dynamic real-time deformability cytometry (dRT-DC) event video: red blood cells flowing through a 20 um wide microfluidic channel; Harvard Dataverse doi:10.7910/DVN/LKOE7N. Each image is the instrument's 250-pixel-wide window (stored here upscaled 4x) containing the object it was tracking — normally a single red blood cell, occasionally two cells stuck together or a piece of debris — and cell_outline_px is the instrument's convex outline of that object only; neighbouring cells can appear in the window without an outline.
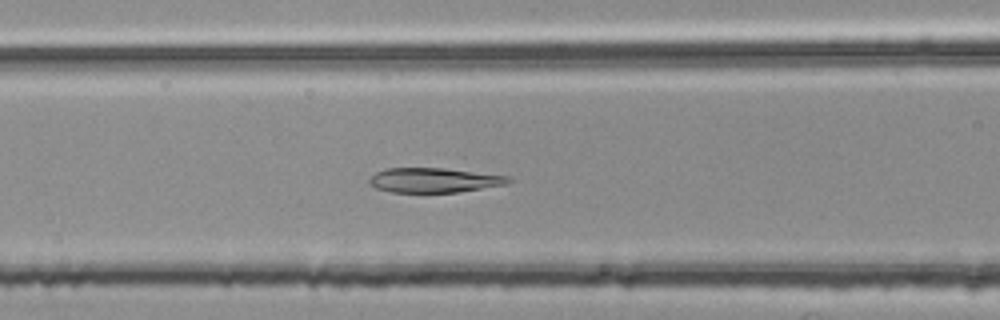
{"species": "common noctule bat (a hibernating species)", "species_latin": "Nyctalus noctula", "temperature_condition": "room temperature", "stored_images_in_passage": 38, "camera_frame_rate_fps": 3000, "um_per_image_px": 0.085, "animal": {"sex": "female", "body_mass_g": 25.1}, "frame": {"image": 1, "passage_image": 8, "time_ms": 2.333, "image_size_px": [1000, 320], "cell_outline_px": [[516, 180], [508, 184], [456, 192], [392, 192], [376, 188], [368, 184], [368, 180], [376, 172], [388, 168], [444, 168], [508, 176]], "centroid_in_image_um": [36.91, 15.31], "position_along_channel_um": 129.7, "area_um2": 19.94}}
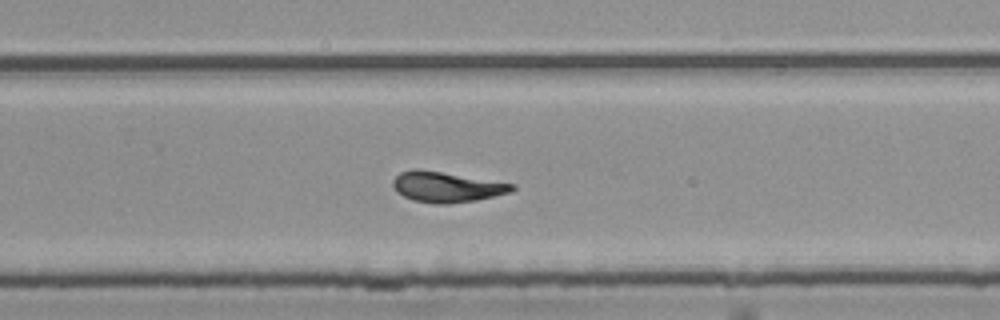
{"frame": {"image": 2, "passage_image": 21, "time_ms": 6.667, "image_size_px": [1000, 320], "cell_outline_px": [[516, 188], [512, 192], [476, 200], [448, 204], [436, 204], [412, 200], [396, 192], [392, 184], [392, 180], [400, 172], [412, 168], [416, 168], [516, 184]], "centroid_in_image_um": [37.94, 15.89], "position_along_channel_um": 291.9, "area_um2": 21.21}}
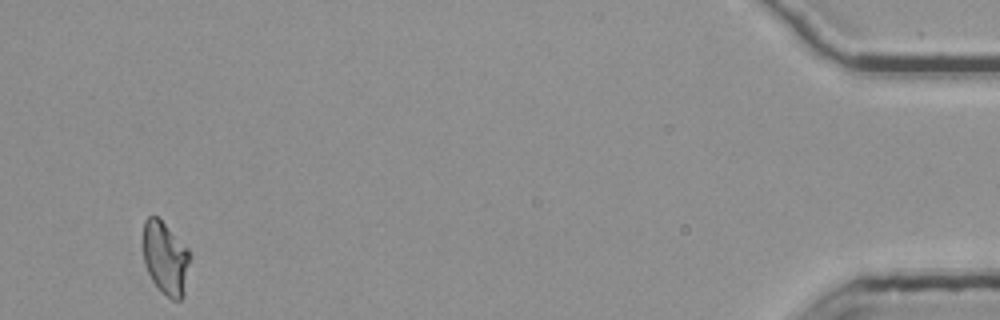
{"frame": {"image": 3, "passage_image": 38, "time_ms": 12.333, "image_size_px": [1000, 320], "cell_outline_px": [[188, 264], [184, 296], [180, 300], [172, 300], [152, 280], [144, 264], [140, 244], [144, 220], [148, 216], [156, 216], [188, 248]], "centroid_in_image_um": [13.99, 21.9], "position_along_channel_um": 421.2, "area_um2": 19.88}, "authors_computed_cell_mechanics": {"area_um2": 20.8369, "velocity_mm_per_s": 3.7506, "shape_relaxation_time_tau1_ms": 7.8499, "shape_relaxation_time_tau2_ms": 2.2293, "deformation_change_tau1": 0.234, "deformation_change_tau2": 0.0612}}